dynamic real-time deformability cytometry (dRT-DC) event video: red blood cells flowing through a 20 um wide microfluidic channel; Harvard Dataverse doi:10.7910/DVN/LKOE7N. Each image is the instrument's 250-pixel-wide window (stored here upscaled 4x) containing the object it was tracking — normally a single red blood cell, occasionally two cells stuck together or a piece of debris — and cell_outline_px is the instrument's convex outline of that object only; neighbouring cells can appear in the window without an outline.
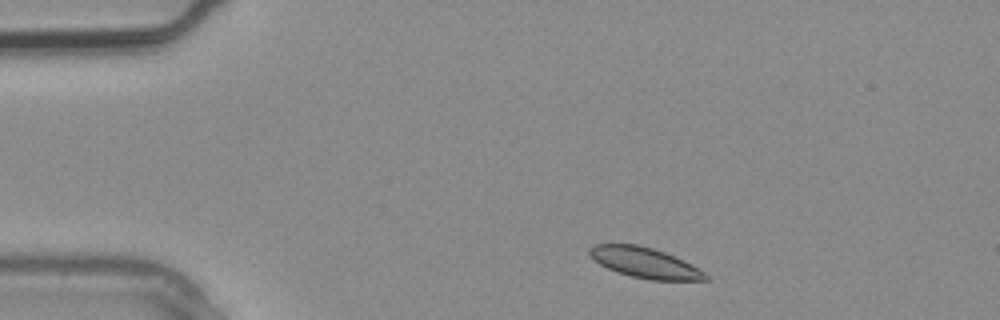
{"species": "common noctule bat (a hibernating species)", "species_latin": "Nyctalus noctula", "temperature_condition": "warm", "stored_images_in_passage": 2, "camera_frame_rate_fps": 3000, "um_per_image_px": 0.085, "animal": {"sex": "male", "body_mass_g": 20.4}, "frame": {"image": 1, "passage_image": 1, "time_ms": 0.0, "image_size_px": [1000, 320], "cell_outline_px": [[712, 280], [652, 280], [632, 276], [608, 268], [600, 264], [588, 252], [588, 248], [596, 244], [640, 244], [664, 252], [684, 260], [692, 264], [704, 272]], "centroid_in_image_um": [54.85, 22.32], "position_along_channel_um": 30.2, "area_um2": 20.35}}
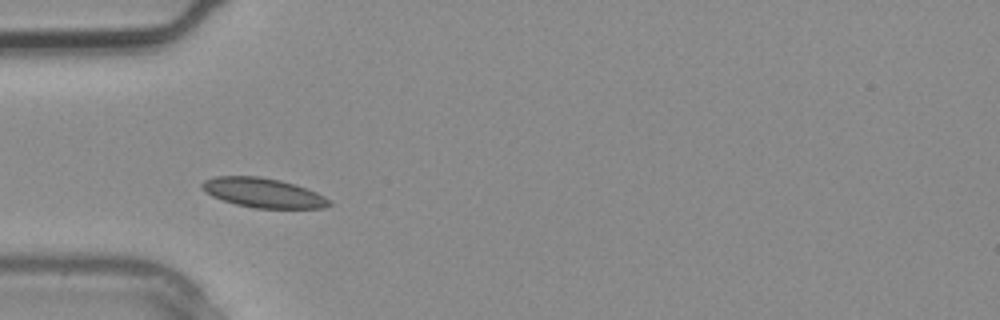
{"frame": {"image": 2, "passage_image": 2, "time_ms": 0.333, "image_size_px": [1000, 320], "cell_outline_px": [[332, 204], [324, 208], [256, 208], [236, 204], [212, 196], [200, 188], [200, 184], [204, 180], [216, 176], [260, 176], [280, 180], [296, 184], [308, 188], [324, 196]], "centroid_in_image_um": [22.36, 16.38], "position_along_channel_um": 62.6, "area_um2": 21.91}}